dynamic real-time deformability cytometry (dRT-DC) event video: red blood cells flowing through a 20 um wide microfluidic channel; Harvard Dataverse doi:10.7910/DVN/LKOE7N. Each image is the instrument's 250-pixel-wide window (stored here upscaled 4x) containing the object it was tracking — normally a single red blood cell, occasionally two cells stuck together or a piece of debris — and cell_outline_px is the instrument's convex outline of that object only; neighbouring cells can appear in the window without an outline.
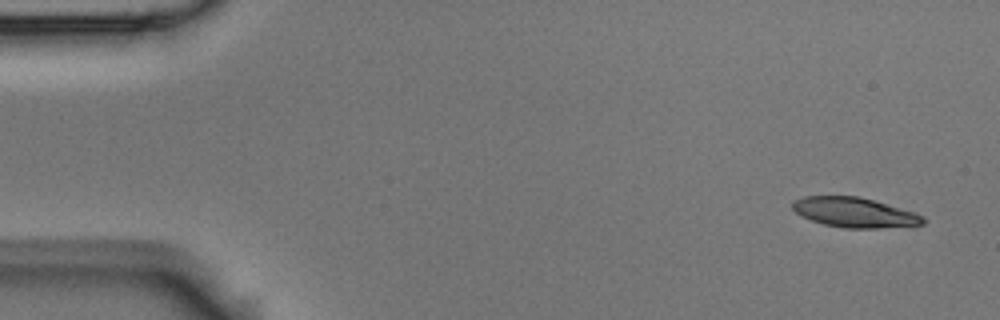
{"species": "Egyptian fruit bat (a non-hibernating species)", "species_latin": "Rousettus aegyptiacus", "temperature_condition": "room temperature", "stored_images_in_passage": 5, "camera_frame_rate_fps": 3000, "um_per_image_px": 0.085, "animal": {"sex": "male"}, "frame": {"image": 1, "passage_image": 1, "time_ms": 0.0, "image_size_px": [1000, 320], "cell_outline_px": [[928, 220], [924, 224], [876, 228], [844, 228], [824, 224], [800, 216], [792, 208], [792, 200], [804, 196], [860, 196], [912, 212], [924, 216]], "centroid_in_image_um": [72.6, 18.05], "position_along_channel_um": 12.4, "area_um2": 22.6}}
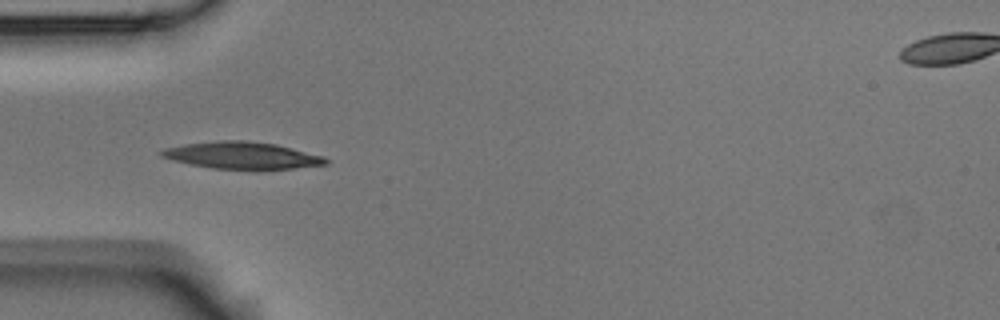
{"frame": {"image": 2, "passage_image": 5, "time_ms": 1.333, "image_size_px": [1000, 320], "cell_outline_px": [[328, 164], [292, 168], [212, 168], [172, 160], [160, 156], [160, 152], [164, 148], [184, 144], [220, 140], [244, 140], [276, 144], [324, 156], [328, 160]], "centroid_in_image_um": [20.56, 13.19], "position_along_channel_um": 64.4, "area_um2": 25.32}}